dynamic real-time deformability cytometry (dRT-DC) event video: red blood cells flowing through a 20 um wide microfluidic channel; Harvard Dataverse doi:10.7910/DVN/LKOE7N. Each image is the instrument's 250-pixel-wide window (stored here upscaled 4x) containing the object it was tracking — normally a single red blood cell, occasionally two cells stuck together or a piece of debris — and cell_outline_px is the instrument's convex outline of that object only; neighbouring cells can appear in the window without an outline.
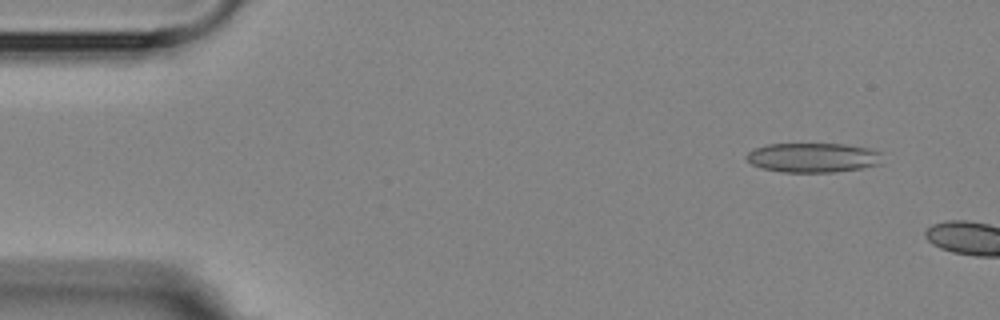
{"species": "Egyptian fruit bat (a non-hibernating species)", "species_latin": "Rousettus aegyptiacus", "temperature_condition": "room temperature", "stored_images_in_passage": 3, "camera_frame_rate_fps": 3000, "um_per_image_px": 0.085, "animal": {"sex": "female"}, "frame": {"image": 1, "passage_image": 2, "time_ms": 1.0, "image_size_px": [1000, 320], "cell_outline_px": [[884, 152], [880, 164], [860, 168], [832, 172], [780, 172], [760, 168], [752, 164], [748, 160], [748, 152], [756, 148], [768, 144], [844, 144], [872, 148]], "centroid_in_image_um": [69.17, 13.39], "position_along_channel_um": 15.8, "area_um2": 23.47}}